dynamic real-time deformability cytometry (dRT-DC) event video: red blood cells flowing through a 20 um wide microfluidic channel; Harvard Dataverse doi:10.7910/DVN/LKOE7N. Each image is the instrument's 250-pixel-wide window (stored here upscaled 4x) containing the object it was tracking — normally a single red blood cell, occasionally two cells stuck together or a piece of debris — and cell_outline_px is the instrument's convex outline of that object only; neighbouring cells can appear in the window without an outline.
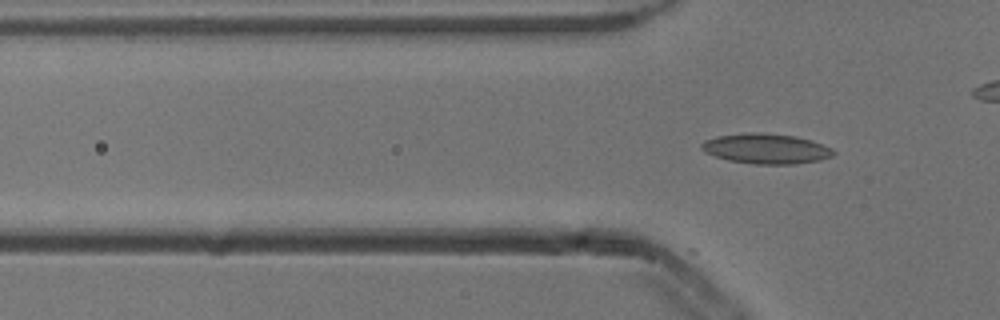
{"species": "common noctule bat (a hibernating species)", "species_latin": "Nyctalus noctula", "temperature_condition": "cold", "stored_images_in_passage": 4, "camera_frame_rate_fps": 3000, "um_per_image_px": 0.085, "animal": {"sex": "male", "body_mass_g": 13.3}, "frame": {"image": 1, "passage_image": 4, "time_ms": 1.0, "image_size_px": [1000, 320], "cell_outline_px": [[836, 152], [832, 156], [820, 160], [796, 164], [752, 164], [728, 160], [704, 152], [700, 148], [700, 144], [704, 140], [716, 136], [748, 132], [760, 132], [796, 136], [832, 148]], "centroid_in_image_um": [65.08, 12.64], "position_along_channel_um": 60.7, "area_um2": 23.24}}